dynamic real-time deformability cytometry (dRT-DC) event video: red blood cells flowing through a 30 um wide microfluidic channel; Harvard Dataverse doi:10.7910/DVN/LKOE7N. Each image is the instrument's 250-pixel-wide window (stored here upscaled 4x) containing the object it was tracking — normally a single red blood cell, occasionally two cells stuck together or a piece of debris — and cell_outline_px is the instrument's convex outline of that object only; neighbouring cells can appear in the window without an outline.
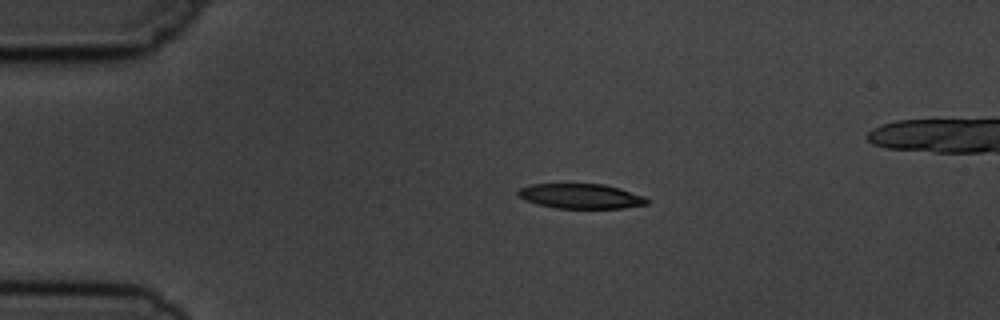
{"species": "common noctule bat (a hibernating species)", "species_latin": "Nyctalus noctula", "temperature_condition": "cold", "stored_images_in_passage": 5, "camera_frame_rate_fps": 3000, "um_per_image_px": 0.085, "animal": {"sex": "male", "body_mass_g": 19.5, "forearm_length_mm": 54.6}, "frame": {"image": 1, "passage_image": 3, "time_ms": 2.333, "image_size_px": [1000, 320], "cell_outline_px": [[648, 204], [620, 208], [556, 208], [536, 204], [524, 200], [516, 192], [520, 188], [532, 184], [604, 184], [620, 188], [644, 196], [648, 200]], "centroid_in_image_um": [49.35, 16.67], "position_along_channel_um": 35.6, "area_um2": 18.61}}